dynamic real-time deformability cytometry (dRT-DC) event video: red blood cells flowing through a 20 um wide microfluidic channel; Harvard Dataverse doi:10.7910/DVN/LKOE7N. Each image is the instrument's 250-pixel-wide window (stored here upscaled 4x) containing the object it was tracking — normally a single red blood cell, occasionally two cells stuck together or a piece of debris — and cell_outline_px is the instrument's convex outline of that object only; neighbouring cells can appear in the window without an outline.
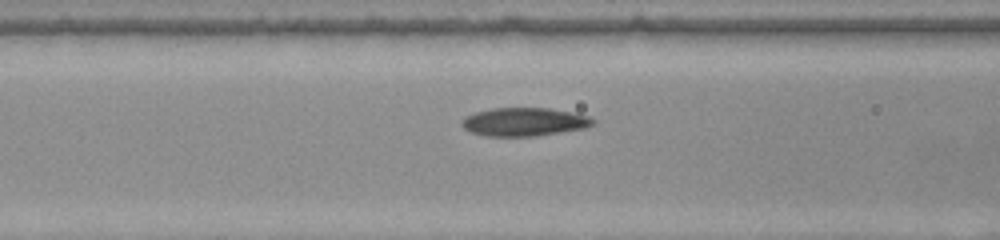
{"species": "common noctule bat (a hibernating species)", "species_latin": "Nyctalus noctula", "temperature_condition": "warm", "stored_images_in_passage": 15, "camera_frame_rate_fps": 3000, "um_per_image_px": 0.085, "animal": {"sex": "female", "body_mass_g": 22.0, "forearm_length_mm": 56.7}, "frame": {"image": 1, "passage_image": 13, "time_ms": 4.0, "image_size_px": [1000, 240], "cell_outline_px": [[596, 124], [584, 128], [536, 136], [484, 136], [468, 132], [460, 124], [468, 116], [476, 112], [492, 108], [548, 108], [572, 112], [588, 116], [596, 120]], "centroid_in_image_um": [44.57, 10.36], "position_along_channel_um": 122.0, "area_um2": 21.68}}